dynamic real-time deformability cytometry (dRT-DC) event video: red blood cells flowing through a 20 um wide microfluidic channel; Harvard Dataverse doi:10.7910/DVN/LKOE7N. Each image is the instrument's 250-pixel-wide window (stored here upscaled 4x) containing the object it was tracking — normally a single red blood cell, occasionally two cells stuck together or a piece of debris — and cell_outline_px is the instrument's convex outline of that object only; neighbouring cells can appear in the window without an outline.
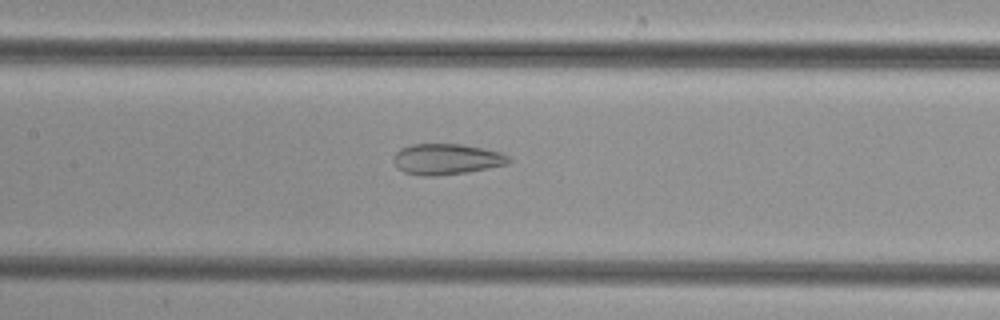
{"species": "common noctule bat (a hibernating species)", "species_latin": "Nyctalus noctula", "temperature_condition": "cold", "stored_images_in_passage": 43, "camera_frame_rate_fps": 3000, "um_per_image_px": 0.085, "animal": {"sex": "female", "body_mass_g": 29.2, "forearm_length_mm": 56.3}, "frame": {"image": 1, "passage_image": 16, "time_ms": 5.0, "image_size_px": [1000, 320], "cell_outline_px": [[512, 160], [508, 164], [468, 172], [436, 176], [424, 176], [404, 172], [396, 168], [392, 160], [392, 156], [400, 148], [412, 144], [460, 144], [500, 152], [508, 156]], "centroid_in_image_um": [37.91, 13.53], "position_along_channel_um": 169.5, "area_um2": 20.81}}
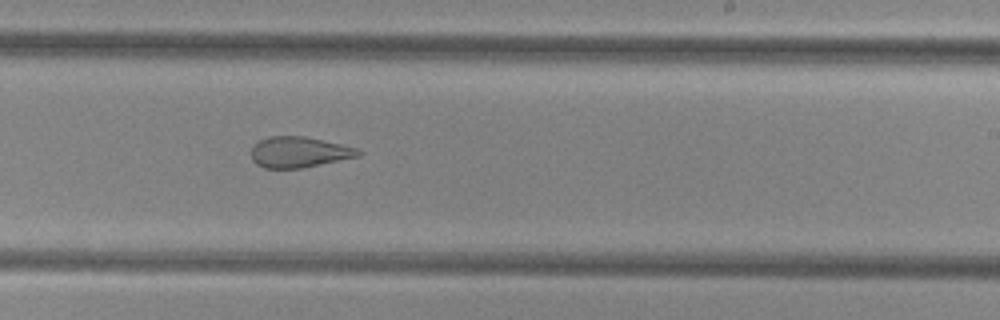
{"frame": {"image": 2, "passage_image": 23, "time_ms": 7.333, "image_size_px": [1000, 320], "cell_outline_px": [[364, 152], [360, 156], [300, 168], [264, 168], [256, 164], [252, 160], [252, 148], [260, 140], [268, 136], [304, 136], [340, 144], [356, 148]], "centroid_in_image_um": [25.42, 12.93], "position_along_channel_um": 263.6, "area_um2": 19.02}}
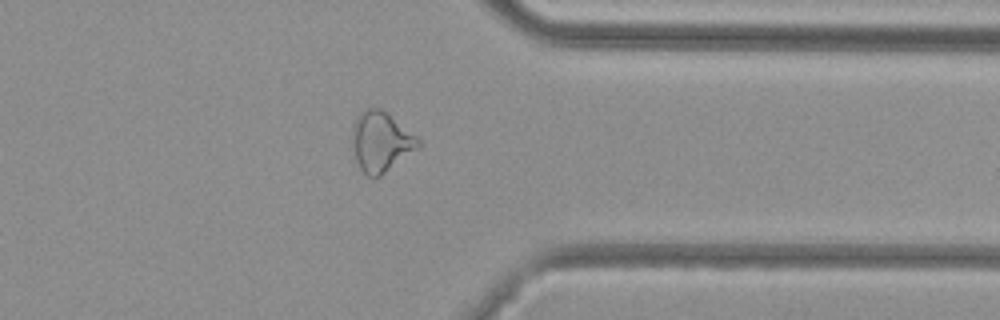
{"frame": {"image": 3, "passage_image": 32, "time_ms": 10.333, "image_size_px": [1000, 320], "cell_outline_px": [[420, 148], [380, 176], [368, 176], [360, 168], [356, 160], [352, 140], [352, 128], [356, 116], [360, 112], [368, 108], [380, 108], [388, 112], [416, 136], [420, 140]], "centroid_in_image_um": [32.39, 12.02], "position_along_channel_um": 379.0, "area_um2": 23.12}}